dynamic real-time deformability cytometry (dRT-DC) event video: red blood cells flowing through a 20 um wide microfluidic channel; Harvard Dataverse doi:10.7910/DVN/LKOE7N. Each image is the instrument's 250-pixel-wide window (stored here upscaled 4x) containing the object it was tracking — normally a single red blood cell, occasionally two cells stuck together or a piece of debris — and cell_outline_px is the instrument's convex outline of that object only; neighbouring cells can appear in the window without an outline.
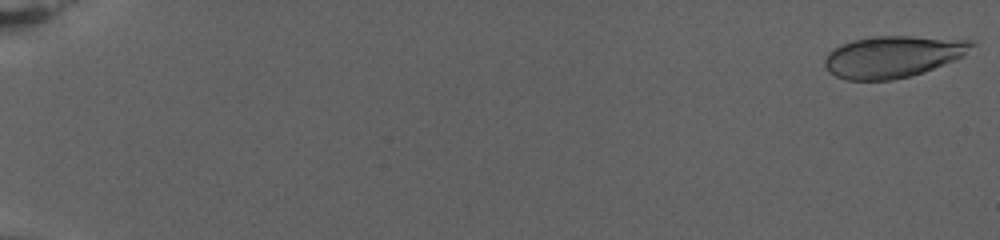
{"species": "human", "species_latin": "Homo sapiens", "temperature_condition": "warm", "stored_images_in_passage": 79, "camera_frame_rate_fps": 3000, "um_per_image_px": 0.085, "donor": {"sex": "female"}, "frame": {"image": 1, "passage_image": 1, "time_ms": 0.0, "image_size_px": [1000, 240], "cell_outline_px": [[976, 40], [964, 56], [956, 60], [924, 72], [892, 80], [848, 80], [836, 76], [828, 72], [824, 64], [824, 60], [828, 52], [840, 44], [852, 40], [876, 36], [912, 36]], "centroid_in_image_um": [75.89, 4.81], "position_along_channel_um": 9.1, "area_um2": 35.84}}
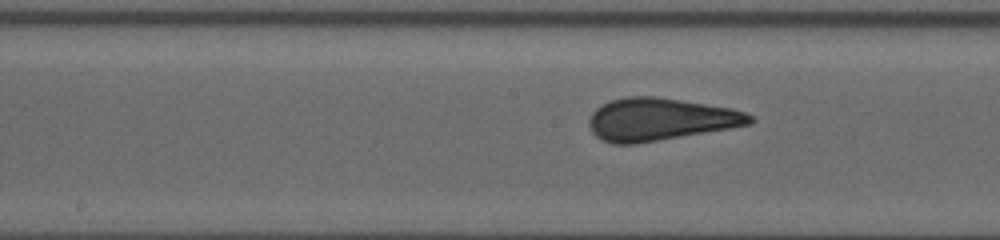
{"frame": {"image": 2, "passage_image": 44, "time_ms": 14.333, "image_size_px": [1000, 240], "cell_outline_px": [[756, 120], [748, 124], [728, 128], [636, 144], [612, 144], [596, 136], [592, 132], [588, 124], [588, 120], [592, 112], [596, 108], [612, 100], [628, 96], [656, 96], [732, 108], [744, 112], [752, 116]], "centroid_in_image_um": [56.07, 10.14], "position_along_channel_um": 192.1, "area_um2": 39.54}}
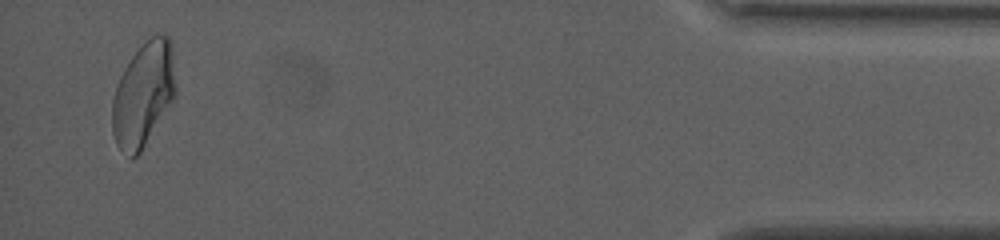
{"frame": {"image": 3, "passage_image": 77, "time_ms": 25.333, "image_size_px": [1000, 240], "cell_outline_px": [[176, 96], [140, 152], [132, 160], [116, 144], [112, 132], [112, 100], [116, 84], [124, 68], [132, 56], [152, 36], [168, 36], [172, 44], [176, 84]], "centroid_in_image_um": [12.19, 8.05], "position_along_channel_um": 423.0, "area_um2": 38.38}, "authors_computed_cell_mechanics": {"area_um2": 37.859, "velocity_mm_per_s": 2.6963, "shape_relaxation_time_tau1_ms": 9.2789, "shape_relaxation_time_tau2_ms": null, "deformation_change_tau1": 0.2309, "deformation_change_tau2": null}}